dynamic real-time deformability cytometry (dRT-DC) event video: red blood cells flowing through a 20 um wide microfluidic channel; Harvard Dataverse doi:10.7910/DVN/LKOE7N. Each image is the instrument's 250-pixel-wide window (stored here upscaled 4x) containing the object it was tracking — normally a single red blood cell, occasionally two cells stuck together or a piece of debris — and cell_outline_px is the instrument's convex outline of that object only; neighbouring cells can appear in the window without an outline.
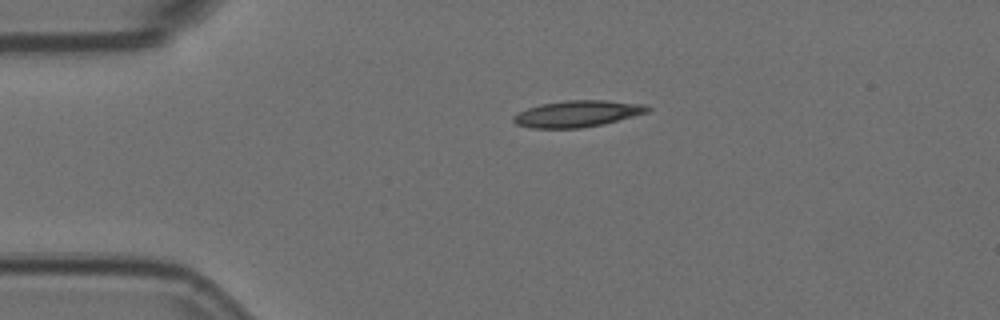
{"species": "Egyptian fruit bat (a non-hibernating species)", "species_latin": "Rousettus aegyptiacus", "temperature_condition": "room temperature", "stored_images_in_passage": 1, "camera_frame_rate_fps": 3000, "um_per_image_px": 0.085, "animal": {"sex": "female"}, "frame": {"image": 1, "passage_image": 1, "time_ms": 0.0, "image_size_px": [1000, 320], "cell_outline_px": [[652, 108], [648, 112], [604, 124], [580, 128], [532, 128], [516, 124], [512, 120], [512, 116], [528, 108], [540, 104], [564, 100], [604, 100], [644, 104]], "centroid_in_image_um": [49.08, 9.66], "position_along_channel_um": 35.9, "area_um2": 20.69}}